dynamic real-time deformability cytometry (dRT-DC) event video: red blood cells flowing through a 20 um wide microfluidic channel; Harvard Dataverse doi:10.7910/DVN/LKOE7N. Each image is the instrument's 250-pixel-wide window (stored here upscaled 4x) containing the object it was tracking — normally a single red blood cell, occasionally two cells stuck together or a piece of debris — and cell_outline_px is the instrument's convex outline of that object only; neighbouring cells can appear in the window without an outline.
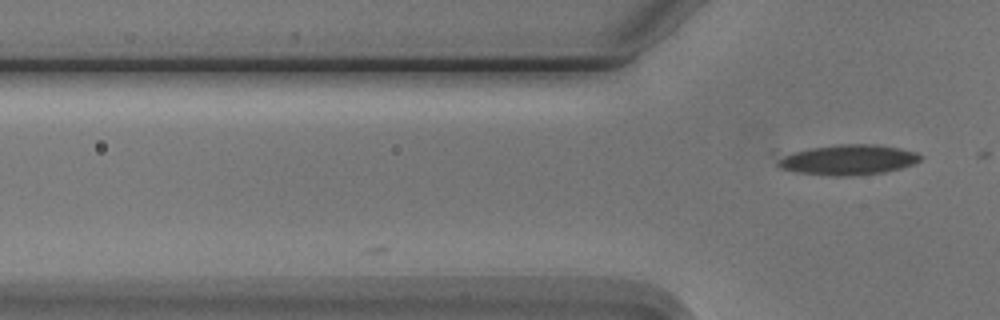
{"species": "Egyptian fruit bat (a non-hibernating species)", "species_latin": "Rousettus aegyptiacus", "temperature_condition": "cold", "stored_images_in_passage": 2, "camera_frame_rate_fps": 3000, "um_per_image_px": 0.085, "animal": {"sex": "male"}, "frame": {"image": 1, "passage_image": 2, "time_ms": 1.333, "image_size_px": [1000, 320], "cell_outline_px": [[924, 156], [916, 164], [884, 172], [844, 176], [836, 176], [796, 172], [780, 168], [776, 164], [772, 152], [840, 144], [876, 144], [900, 148], [916, 152]], "centroid_in_image_um": [71.91, 13.55], "position_along_channel_um": 53.9, "area_um2": 26.13}}